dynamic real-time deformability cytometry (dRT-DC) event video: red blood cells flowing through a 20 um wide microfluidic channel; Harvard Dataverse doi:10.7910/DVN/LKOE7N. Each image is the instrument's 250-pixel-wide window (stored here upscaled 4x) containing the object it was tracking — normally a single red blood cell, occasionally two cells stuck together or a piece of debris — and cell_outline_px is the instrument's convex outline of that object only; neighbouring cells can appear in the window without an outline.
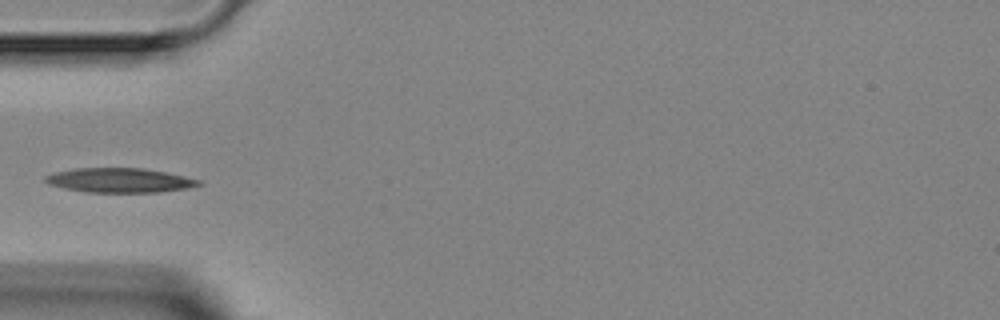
{"species": "Egyptian fruit bat (a non-hibernating species)", "species_latin": "Rousettus aegyptiacus", "temperature_condition": "room temperature", "stored_images_in_passage": 4, "camera_frame_rate_fps": 3000, "um_per_image_px": 0.085, "animal": {"sex": "female"}, "frame": {"image": 1, "passage_image": 3, "time_ms": 3.0, "image_size_px": [1000, 320], "cell_outline_px": [[204, 184], [188, 188], [160, 192], [84, 192], [64, 188], [48, 184], [44, 180], [44, 176], [56, 172], [72, 168], [144, 168], [184, 176], [200, 180]], "centroid_in_image_um": [10.16, 15.32], "position_along_channel_um": 74.8, "area_um2": 21.91}}
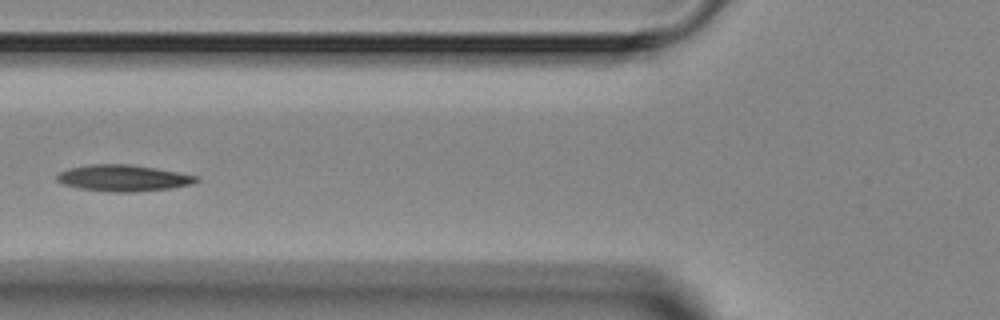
{"frame": {"image": 2, "passage_image": 4, "time_ms": 4.0, "image_size_px": [1000, 320], "cell_outline_px": [[200, 180], [192, 184], [172, 188], [136, 192], [112, 192], [80, 188], [60, 184], [56, 180], [56, 176], [60, 172], [68, 168], [88, 164], [132, 164], [156, 168], [200, 176]], "centroid_in_image_um": [10.49, 15.13], "position_along_channel_um": 115.3, "area_um2": 21.73}}